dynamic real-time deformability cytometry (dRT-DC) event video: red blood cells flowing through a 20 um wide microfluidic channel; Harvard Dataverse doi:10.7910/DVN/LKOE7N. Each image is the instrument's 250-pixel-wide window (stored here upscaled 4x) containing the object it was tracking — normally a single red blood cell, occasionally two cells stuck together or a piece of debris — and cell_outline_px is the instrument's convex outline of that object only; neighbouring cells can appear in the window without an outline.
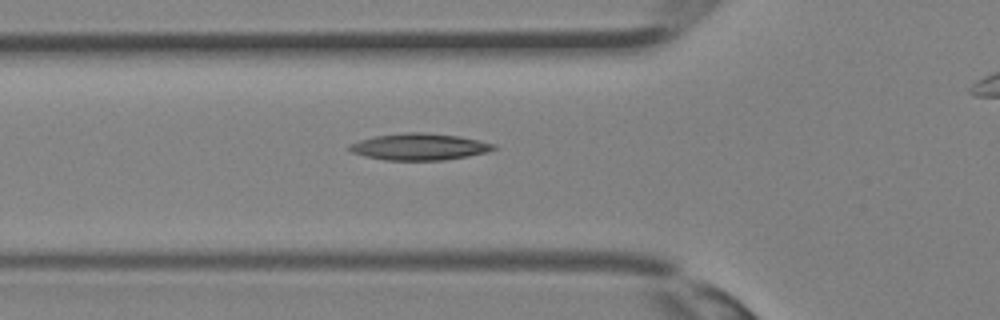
{"species": "Egyptian fruit bat (a non-hibernating species)", "species_latin": "Rousettus aegyptiacus", "temperature_condition": "room temperature", "stored_images_in_passage": 32, "camera_frame_rate_fps": 3000, "um_per_image_px": 0.085, "animal": {"sex": "female"}, "frame": {"image": 1, "passage_image": 13, "time_ms": 4.0, "image_size_px": [1000, 320], "cell_outline_px": [[496, 148], [488, 152], [468, 156], [444, 160], [384, 160], [364, 156], [352, 152], [348, 148], [348, 144], [360, 140], [376, 136], [408, 132], [424, 132], [456, 136], [496, 144]], "centroid_in_image_um": [35.63, 12.48], "position_along_channel_um": 90.2, "area_um2": 22.25}}
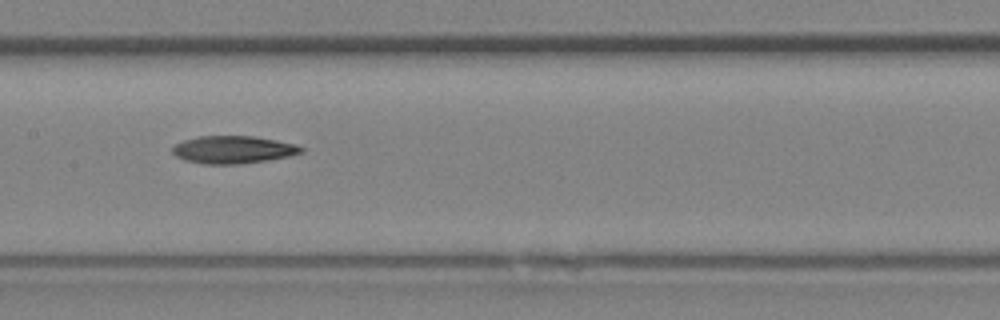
{"frame": {"image": 2, "passage_image": 18, "time_ms": 5.667, "image_size_px": [1000, 320], "cell_outline_px": [[304, 152], [292, 156], [268, 160], [240, 164], [204, 164], [184, 160], [176, 156], [172, 152], [172, 148], [176, 144], [184, 140], [196, 136], [252, 136], [276, 140], [296, 144], [304, 148]], "centroid_in_image_um": [19.84, 12.72], "position_along_channel_um": 187.6, "area_um2": 20.87}}
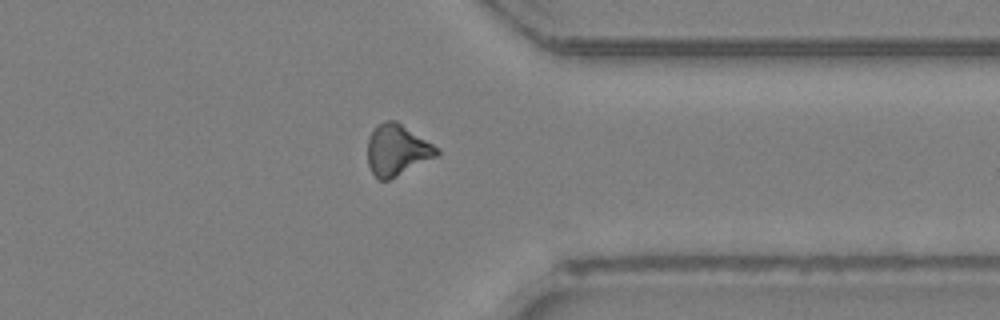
{"frame": {"image": 3, "passage_image": 28, "time_ms": 9.0, "image_size_px": [1000, 320], "cell_outline_px": [[440, 152], [436, 156], [388, 180], [380, 180], [372, 172], [368, 164], [368, 140], [376, 124], [384, 120], [396, 120], [440, 148]], "centroid_in_image_um": [33.75, 12.72], "position_along_channel_um": 377.7, "area_um2": 20.46}}